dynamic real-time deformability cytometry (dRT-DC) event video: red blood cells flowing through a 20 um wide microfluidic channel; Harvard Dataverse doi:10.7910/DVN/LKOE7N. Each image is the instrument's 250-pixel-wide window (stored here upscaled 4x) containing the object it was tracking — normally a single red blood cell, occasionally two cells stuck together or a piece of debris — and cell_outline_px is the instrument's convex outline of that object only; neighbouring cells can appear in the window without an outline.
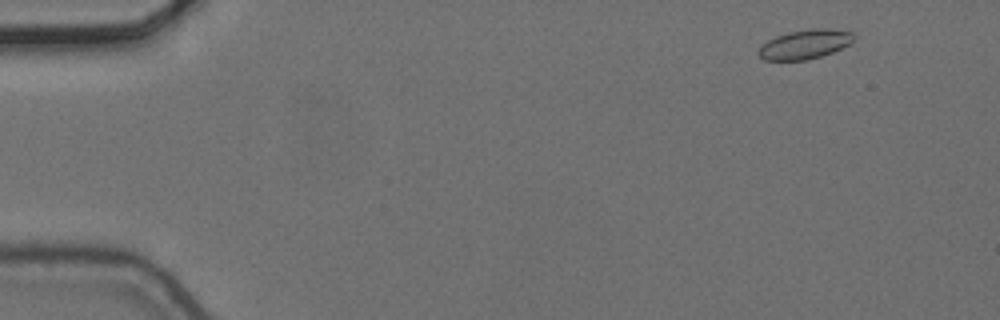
{"species": "common noctule bat (a hibernating species)", "species_latin": "Nyctalus noctula", "temperature_condition": "cold", "stored_images_in_passage": 4, "camera_frame_rate_fps": 3000, "um_per_image_px": 0.085, "animal": {"sex": "female", "body_mass_g": 24.6, "forearm_length_mm": 56.2}, "frame": {"image": 1, "passage_image": 1, "time_ms": 0.0, "image_size_px": [1000, 320], "cell_outline_px": [[856, 40], [832, 52], [808, 60], [764, 60], [756, 52], [760, 44], [776, 36], [788, 32], [812, 28], [832, 28], [852, 32], [856, 36]], "centroid_in_image_um": [68.41, 3.75], "position_along_channel_um": 16.6, "area_um2": 16.47}}
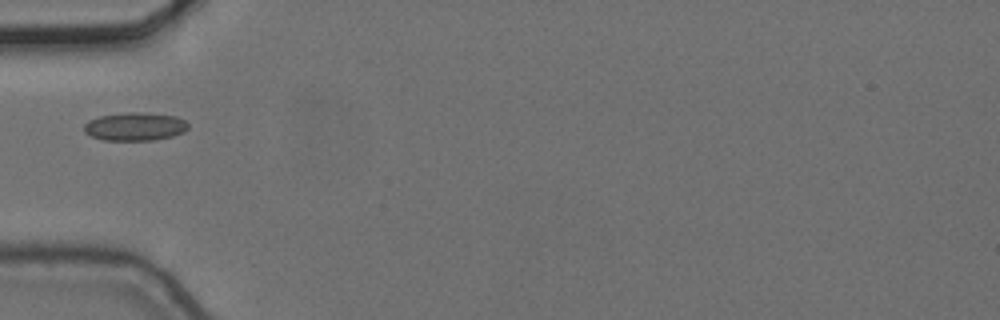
{"frame": {"image": 2, "passage_image": 4, "time_ms": 1.0, "image_size_px": [1000, 320], "cell_outline_px": [[188, 128], [184, 132], [172, 136], [156, 140], [104, 140], [92, 136], [84, 132], [84, 124], [88, 120], [100, 116], [128, 112], [144, 112], [176, 116], [184, 120], [188, 124]], "centroid_in_image_um": [11.48, 10.75], "position_along_channel_um": 73.5, "area_um2": 17.17}}